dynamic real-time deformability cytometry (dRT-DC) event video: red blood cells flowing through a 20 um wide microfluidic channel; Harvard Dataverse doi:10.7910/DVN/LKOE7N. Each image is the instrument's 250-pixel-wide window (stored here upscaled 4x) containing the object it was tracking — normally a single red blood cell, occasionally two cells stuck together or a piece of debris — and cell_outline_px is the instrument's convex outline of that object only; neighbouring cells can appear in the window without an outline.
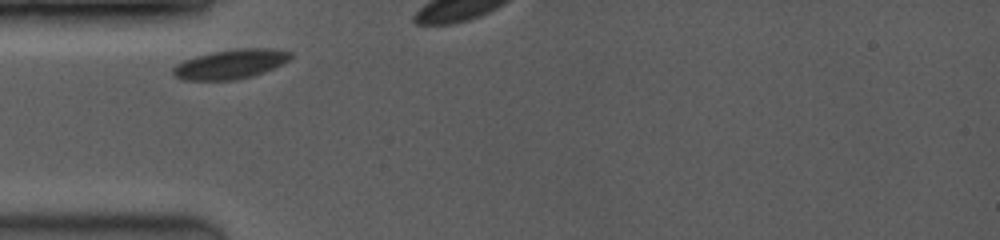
{"species": "common noctule bat (a hibernating species)", "species_latin": "Nyctalus noctula", "temperature_condition": "room temperature", "stored_images_in_passage": 3, "camera_frame_rate_fps": 3500, "um_per_image_px": 0.085, "animal": {"sex": "female", "body_mass_g": 19.0, "forearm_length_mm": 53.3}, "frame": {"image": 1, "passage_image": 1, "time_ms": 0.0, "image_size_px": [1000, 240], "cell_outline_px": [[292, 56], [284, 64], [252, 76], [236, 80], [184, 80], [176, 76], [172, 72], [172, 68], [176, 64], [184, 60], [196, 56], [212, 52], [240, 48], [272, 48], [292, 52]], "centroid_in_image_um": [19.62, 5.45], "position_along_channel_um": 65.4, "area_um2": 20.17}}